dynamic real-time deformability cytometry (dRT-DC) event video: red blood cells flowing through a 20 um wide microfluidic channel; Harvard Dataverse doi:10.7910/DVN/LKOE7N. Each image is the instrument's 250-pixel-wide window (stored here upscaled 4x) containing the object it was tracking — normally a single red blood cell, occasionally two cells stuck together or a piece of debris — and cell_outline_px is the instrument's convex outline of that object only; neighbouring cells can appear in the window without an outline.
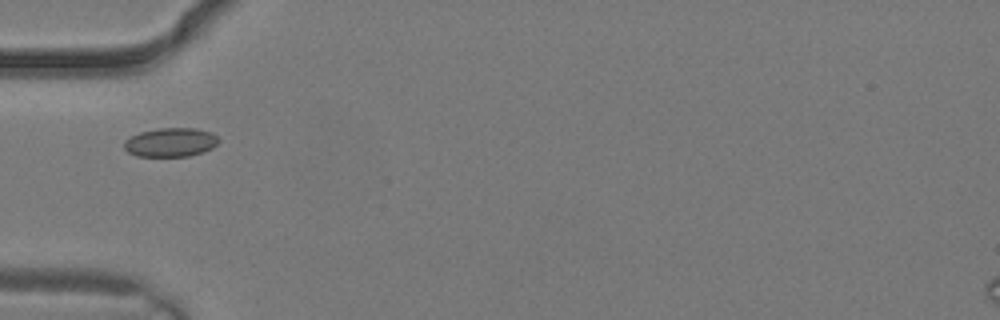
{"species": "common noctule bat (a hibernating species)", "species_latin": "Nyctalus noctula", "temperature_condition": "warm", "stored_images_in_passage": 2, "camera_frame_rate_fps": 3000, "um_per_image_px": 0.085, "animal": {"sex": "male", "body_mass_g": 19.2, "forearm_length_mm": 51.8}, "frame": {"image": 1, "passage_image": 2, "time_ms": 0.333, "image_size_px": [1000, 320], "cell_outline_px": [[220, 140], [212, 148], [188, 156], [136, 156], [128, 152], [124, 148], [124, 140], [140, 132], [160, 128], [196, 128], [212, 132]], "centroid_in_image_um": [14.49, 12.09], "position_along_channel_um": 70.5, "area_um2": 15.84}}